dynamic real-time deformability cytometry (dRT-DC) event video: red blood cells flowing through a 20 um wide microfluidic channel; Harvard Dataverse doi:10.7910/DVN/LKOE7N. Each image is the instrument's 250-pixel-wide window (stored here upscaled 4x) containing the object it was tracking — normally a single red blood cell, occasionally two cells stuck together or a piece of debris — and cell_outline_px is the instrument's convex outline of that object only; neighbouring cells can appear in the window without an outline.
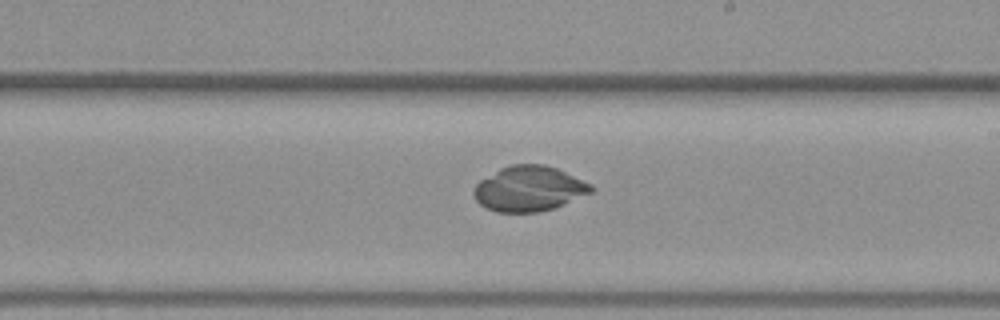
{"species": "common noctule bat (a hibernating species)", "species_latin": "Nyctalus noctula", "temperature_condition": "warm", "stored_images_in_passage": 39, "camera_frame_rate_fps": 3000, "um_per_image_px": 0.085, "animal": {"sex": "female", "body_mass_g": 19.3, "forearm_length_mm": 54.1}, "frame": {"image": 1, "passage_image": 23, "time_ms": 7.333, "image_size_px": [1000, 320], "cell_outline_px": [[596, 188], [592, 192], [552, 208], [540, 212], [496, 212], [480, 204], [476, 200], [472, 192], [476, 184], [480, 180], [500, 168], [512, 164], [544, 164], [556, 168], [592, 184]], "centroid_in_image_um": [44.95, 16.03], "position_along_channel_um": 244.0, "area_um2": 30.75}}
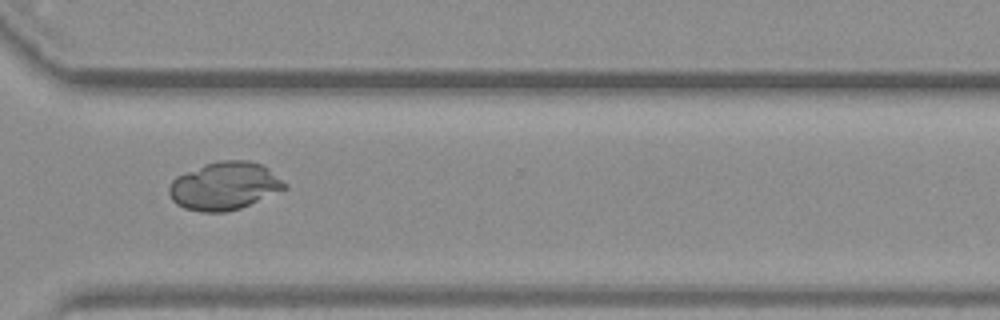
{"frame": {"image": 2, "passage_image": 31, "time_ms": 10.0, "image_size_px": [1000, 320], "cell_outline_px": [[288, 188], [240, 208], [224, 212], [200, 212], [184, 208], [176, 204], [172, 200], [168, 192], [168, 188], [172, 180], [176, 176], [204, 164], [220, 160], [248, 160], [260, 164], [268, 168], [288, 184]], "centroid_in_image_um": [19.07, 15.8], "position_along_channel_um": 351.5, "area_um2": 32.37}}
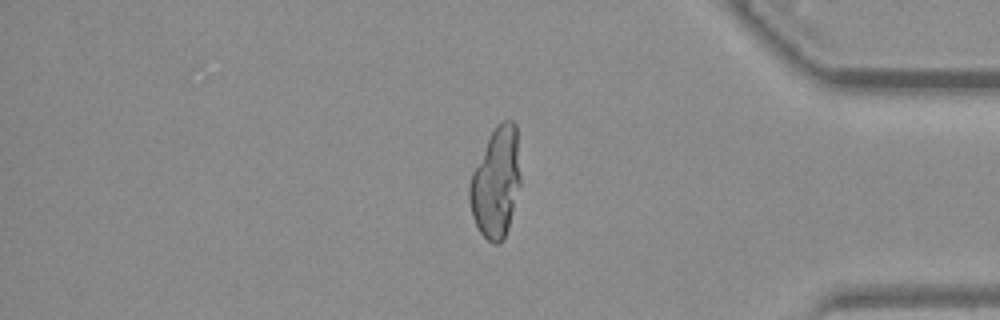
{"frame": {"image": 3, "passage_image": 36, "time_ms": 11.667, "image_size_px": [1000, 320], "cell_outline_px": [[520, 184], [508, 228], [504, 240], [500, 244], [492, 244], [480, 232], [472, 216], [468, 200], [468, 184], [472, 172], [496, 124], [504, 120], [512, 120], [516, 124], [520, 176]], "centroid_in_image_um": [42.15, 15.55], "position_along_channel_um": 393.1, "area_um2": 32.66}}